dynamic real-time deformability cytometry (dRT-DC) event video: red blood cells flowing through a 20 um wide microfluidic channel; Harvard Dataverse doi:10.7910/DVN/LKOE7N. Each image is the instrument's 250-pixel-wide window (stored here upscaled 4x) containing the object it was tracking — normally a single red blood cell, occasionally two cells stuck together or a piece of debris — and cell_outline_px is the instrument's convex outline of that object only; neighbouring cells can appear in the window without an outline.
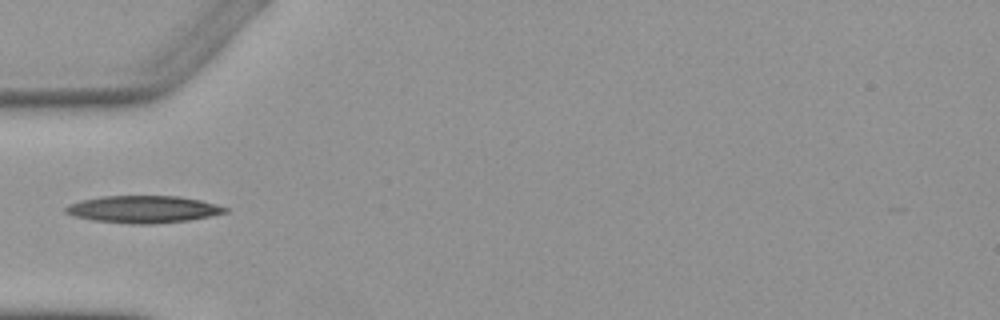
{"species": "Egyptian fruit bat (a non-hibernating species)", "species_latin": "Rousettus aegyptiacus", "temperature_condition": "warm", "stored_images_in_passage": 2, "camera_frame_rate_fps": 3000, "um_per_image_px": 0.085, "animal": {"sex": "female"}, "frame": {"image": 1, "passage_image": 1, "time_ms": 0.0, "image_size_px": [1000, 320], "cell_outline_px": [[228, 212], [188, 220], [152, 224], [132, 224], [92, 220], [72, 216], [64, 212], [64, 208], [68, 204], [80, 200], [100, 196], [180, 196], [200, 200], [216, 204], [228, 208]], "centroid_in_image_um": [12.12, 17.78], "position_along_channel_um": 72.9, "area_um2": 25.37}}